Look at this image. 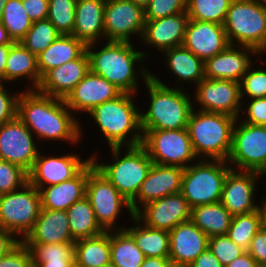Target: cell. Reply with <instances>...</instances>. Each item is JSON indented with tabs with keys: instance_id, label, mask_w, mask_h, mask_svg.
<instances>
[{
	"instance_id": "cell-1",
	"label": "cell",
	"mask_w": 266,
	"mask_h": 267,
	"mask_svg": "<svg viewBox=\"0 0 266 267\" xmlns=\"http://www.w3.org/2000/svg\"><path fill=\"white\" fill-rule=\"evenodd\" d=\"M17 117L37 137V141H57L82 144L83 129L80 119L67 107L65 100L40 93L37 90L20 91Z\"/></svg>"
},
{
	"instance_id": "cell-2",
	"label": "cell",
	"mask_w": 266,
	"mask_h": 267,
	"mask_svg": "<svg viewBox=\"0 0 266 267\" xmlns=\"http://www.w3.org/2000/svg\"><path fill=\"white\" fill-rule=\"evenodd\" d=\"M105 43L100 49H97V43L86 45L90 71L104 77L123 93H139L140 77L146 82L152 74L142 63L152 54L135 50L136 45L132 42Z\"/></svg>"
},
{
	"instance_id": "cell-3",
	"label": "cell",
	"mask_w": 266,
	"mask_h": 267,
	"mask_svg": "<svg viewBox=\"0 0 266 267\" xmlns=\"http://www.w3.org/2000/svg\"><path fill=\"white\" fill-rule=\"evenodd\" d=\"M159 76L151 74L145 82L149 92L148 110L141 114V129L144 134L148 130H177L187 128L193 108L191 94L182 88L168 87Z\"/></svg>"
},
{
	"instance_id": "cell-4",
	"label": "cell",
	"mask_w": 266,
	"mask_h": 267,
	"mask_svg": "<svg viewBox=\"0 0 266 267\" xmlns=\"http://www.w3.org/2000/svg\"><path fill=\"white\" fill-rule=\"evenodd\" d=\"M138 94L122 93L117 98L96 106L87 115L95 121L109 148L131 147L142 144L141 114L133 97Z\"/></svg>"
},
{
	"instance_id": "cell-5",
	"label": "cell",
	"mask_w": 266,
	"mask_h": 267,
	"mask_svg": "<svg viewBox=\"0 0 266 267\" xmlns=\"http://www.w3.org/2000/svg\"><path fill=\"white\" fill-rule=\"evenodd\" d=\"M236 120L223 113L192 110L187 130L198 159L227 161Z\"/></svg>"
},
{
	"instance_id": "cell-6",
	"label": "cell",
	"mask_w": 266,
	"mask_h": 267,
	"mask_svg": "<svg viewBox=\"0 0 266 267\" xmlns=\"http://www.w3.org/2000/svg\"><path fill=\"white\" fill-rule=\"evenodd\" d=\"M113 161L100 163L97 154L91 159L95 167L110 181L120 194L130 203L136 198L142 182L153 165L146 149L142 145L111 147ZM123 155V157H122ZM97 159V160H96ZM99 162V163H98Z\"/></svg>"
},
{
	"instance_id": "cell-7",
	"label": "cell",
	"mask_w": 266,
	"mask_h": 267,
	"mask_svg": "<svg viewBox=\"0 0 266 267\" xmlns=\"http://www.w3.org/2000/svg\"><path fill=\"white\" fill-rule=\"evenodd\" d=\"M230 45L266 53V4L264 0H233L223 24Z\"/></svg>"
},
{
	"instance_id": "cell-8",
	"label": "cell",
	"mask_w": 266,
	"mask_h": 267,
	"mask_svg": "<svg viewBox=\"0 0 266 267\" xmlns=\"http://www.w3.org/2000/svg\"><path fill=\"white\" fill-rule=\"evenodd\" d=\"M231 166L224 160L199 159L184 168L181 193L193 207L220 202L223 184Z\"/></svg>"
},
{
	"instance_id": "cell-9",
	"label": "cell",
	"mask_w": 266,
	"mask_h": 267,
	"mask_svg": "<svg viewBox=\"0 0 266 267\" xmlns=\"http://www.w3.org/2000/svg\"><path fill=\"white\" fill-rule=\"evenodd\" d=\"M40 209V192L28 182L16 191L0 195V227L22 241L32 230Z\"/></svg>"
},
{
	"instance_id": "cell-10",
	"label": "cell",
	"mask_w": 266,
	"mask_h": 267,
	"mask_svg": "<svg viewBox=\"0 0 266 267\" xmlns=\"http://www.w3.org/2000/svg\"><path fill=\"white\" fill-rule=\"evenodd\" d=\"M153 164L187 168L198 161L187 128L148 130L142 144Z\"/></svg>"
},
{
	"instance_id": "cell-11",
	"label": "cell",
	"mask_w": 266,
	"mask_h": 267,
	"mask_svg": "<svg viewBox=\"0 0 266 267\" xmlns=\"http://www.w3.org/2000/svg\"><path fill=\"white\" fill-rule=\"evenodd\" d=\"M227 163L234 170L263 175L266 172V126L244 123L238 118Z\"/></svg>"
},
{
	"instance_id": "cell-12",
	"label": "cell",
	"mask_w": 266,
	"mask_h": 267,
	"mask_svg": "<svg viewBox=\"0 0 266 267\" xmlns=\"http://www.w3.org/2000/svg\"><path fill=\"white\" fill-rule=\"evenodd\" d=\"M95 212L97 222L105 231L122 230L125 228L116 223L121 218L123 209H127L130 218L133 213L130 202L110 183L96 167L88 174L85 195ZM117 224V225H115Z\"/></svg>"
},
{
	"instance_id": "cell-13",
	"label": "cell",
	"mask_w": 266,
	"mask_h": 267,
	"mask_svg": "<svg viewBox=\"0 0 266 267\" xmlns=\"http://www.w3.org/2000/svg\"><path fill=\"white\" fill-rule=\"evenodd\" d=\"M144 25V9L132 0H106L104 42H132L134 36L141 40Z\"/></svg>"
},
{
	"instance_id": "cell-14",
	"label": "cell",
	"mask_w": 266,
	"mask_h": 267,
	"mask_svg": "<svg viewBox=\"0 0 266 267\" xmlns=\"http://www.w3.org/2000/svg\"><path fill=\"white\" fill-rule=\"evenodd\" d=\"M193 108L196 110L223 113L240 118L242 101L240 82L204 78L194 87ZM195 101V102H194Z\"/></svg>"
},
{
	"instance_id": "cell-15",
	"label": "cell",
	"mask_w": 266,
	"mask_h": 267,
	"mask_svg": "<svg viewBox=\"0 0 266 267\" xmlns=\"http://www.w3.org/2000/svg\"><path fill=\"white\" fill-rule=\"evenodd\" d=\"M35 140L34 134L16 116L0 125V159L29 172L41 150Z\"/></svg>"
},
{
	"instance_id": "cell-16",
	"label": "cell",
	"mask_w": 266,
	"mask_h": 267,
	"mask_svg": "<svg viewBox=\"0 0 266 267\" xmlns=\"http://www.w3.org/2000/svg\"><path fill=\"white\" fill-rule=\"evenodd\" d=\"M62 155L49 156L39 151L32 169L28 172V182L38 190L59 184L75 177L91 161V156L82 160L76 152Z\"/></svg>"
},
{
	"instance_id": "cell-17",
	"label": "cell",
	"mask_w": 266,
	"mask_h": 267,
	"mask_svg": "<svg viewBox=\"0 0 266 267\" xmlns=\"http://www.w3.org/2000/svg\"><path fill=\"white\" fill-rule=\"evenodd\" d=\"M261 177H263L262 174L254 171L231 169L228 172L223 184L220 203L232 216L247 214L262 207L263 202L257 203L254 199L258 192L256 191L257 181Z\"/></svg>"
},
{
	"instance_id": "cell-18",
	"label": "cell",
	"mask_w": 266,
	"mask_h": 267,
	"mask_svg": "<svg viewBox=\"0 0 266 267\" xmlns=\"http://www.w3.org/2000/svg\"><path fill=\"white\" fill-rule=\"evenodd\" d=\"M184 168L153 164L142 182L136 198L130 203L136 214L146 204L181 192ZM141 206V207H140Z\"/></svg>"
},
{
	"instance_id": "cell-19",
	"label": "cell",
	"mask_w": 266,
	"mask_h": 267,
	"mask_svg": "<svg viewBox=\"0 0 266 267\" xmlns=\"http://www.w3.org/2000/svg\"><path fill=\"white\" fill-rule=\"evenodd\" d=\"M259 55L255 48L229 45L224 51L204 61V75L209 79L240 82L243 75L253 66Z\"/></svg>"
},
{
	"instance_id": "cell-20",
	"label": "cell",
	"mask_w": 266,
	"mask_h": 267,
	"mask_svg": "<svg viewBox=\"0 0 266 267\" xmlns=\"http://www.w3.org/2000/svg\"><path fill=\"white\" fill-rule=\"evenodd\" d=\"M135 215L149 227L171 231L191 220V208L180 192L146 204Z\"/></svg>"
},
{
	"instance_id": "cell-21",
	"label": "cell",
	"mask_w": 266,
	"mask_h": 267,
	"mask_svg": "<svg viewBox=\"0 0 266 267\" xmlns=\"http://www.w3.org/2000/svg\"><path fill=\"white\" fill-rule=\"evenodd\" d=\"M123 92L100 75L89 71L65 99L72 113H89L96 106L113 100Z\"/></svg>"
},
{
	"instance_id": "cell-22",
	"label": "cell",
	"mask_w": 266,
	"mask_h": 267,
	"mask_svg": "<svg viewBox=\"0 0 266 267\" xmlns=\"http://www.w3.org/2000/svg\"><path fill=\"white\" fill-rule=\"evenodd\" d=\"M182 45L205 61L224 51L230 43L222 24L189 19Z\"/></svg>"
},
{
	"instance_id": "cell-23",
	"label": "cell",
	"mask_w": 266,
	"mask_h": 267,
	"mask_svg": "<svg viewBox=\"0 0 266 267\" xmlns=\"http://www.w3.org/2000/svg\"><path fill=\"white\" fill-rule=\"evenodd\" d=\"M169 237L172 266L188 267L208 249L209 237L191 220L179 223L169 231Z\"/></svg>"
},
{
	"instance_id": "cell-24",
	"label": "cell",
	"mask_w": 266,
	"mask_h": 267,
	"mask_svg": "<svg viewBox=\"0 0 266 267\" xmlns=\"http://www.w3.org/2000/svg\"><path fill=\"white\" fill-rule=\"evenodd\" d=\"M89 71V58L85 51L78 59L47 71L41 77L36 90L42 94L65 100Z\"/></svg>"
},
{
	"instance_id": "cell-25",
	"label": "cell",
	"mask_w": 266,
	"mask_h": 267,
	"mask_svg": "<svg viewBox=\"0 0 266 267\" xmlns=\"http://www.w3.org/2000/svg\"><path fill=\"white\" fill-rule=\"evenodd\" d=\"M188 21L187 11L161 19L145 20L140 41H143L144 46L154 47L160 53L181 46Z\"/></svg>"
},
{
	"instance_id": "cell-26",
	"label": "cell",
	"mask_w": 266,
	"mask_h": 267,
	"mask_svg": "<svg viewBox=\"0 0 266 267\" xmlns=\"http://www.w3.org/2000/svg\"><path fill=\"white\" fill-rule=\"evenodd\" d=\"M95 167L91 161L72 179L59 184L42 187L41 208L48 210L66 211L73 203L86 195V182L88 174Z\"/></svg>"
},
{
	"instance_id": "cell-27",
	"label": "cell",
	"mask_w": 266,
	"mask_h": 267,
	"mask_svg": "<svg viewBox=\"0 0 266 267\" xmlns=\"http://www.w3.org/2000/svg\"><path fill=\"white\" fill-rule=\"evenodd\" d=\"M22 242L41 244L75 242L69 229L67 211L41 208L32 230Z\"/></svg>"
},
{
	"instance_id": "cell-28",
	"label": "cell",
	"mask_w": 266,
	"mask_h": 267,
	"mask_svg": "<svg viewBox=\"0 0 266 267\" xmlns=\"http://www.w3.org/2000/svg\"><path fill=\"white\" fill-rule=\"evenodd\" d=\"M106 0H77L72 36L85 45L104 41Z\"/></svg>"
},
{
	"instance_id": "cell-29",
	"label": "cell",
	"mask_w": 266,
	"mask_h": 267,
	"mask_svg": "<svg viewBox=\"0 0 266 267\" xmlns=\"http://www.w3.org/2000/svg\"><path fill=\"white\" fill-rule=\"evenodd\" d=\"M163 54L165 55V66L170 73L174 74L172 76L177 82L175 86L179 85L177 88H184L185 82L187 85L193 82L192 85L195 87L205 78L204 61L183 45L166 50Z\"/></svg>"
},
{
	"instance_id": "cell-30",
	"label": "cell",
	"mask_w": 266,
	"mask_h": 267,
	"mask_svg": "<svg viewBox=\"0 0 266 267\" xmlns=\"http://www.w3.org/2000/svg\"><path fill=\"white\" fill-rule=\"evenodd\" d=\"M25 78L31 81L28 82L31 86L27 85L29 87L26 90H36L41 80L37 56L28 51L20 42H14L6 61L4 83L12 84L13 81H22Z\"/></svg>"
},
{
	"instance_id": "cell-31",
	"label": "cell",
	"mask_w": 266,
	"mask_h": 267,
	"mask_svg": "<svg viewBox=\"0 0 266 267\" xmlns=\"http://www.w3.org/2000/svg\"><path fill=\"white\" fill-rule=\"evenodd\" d=\"M85 51L86 45L75 36L60 34L50 46L37 55L40 77L53 68L78 59Z\"/></svg>"
},
{
	"instance_id": "cell-32",
	"label": "cell",
	"mask_w": 266,
	"mask_h": 267,
	"mask_svg": "<svg viewBox=\"0 0 266 267\" xmlns=\"http://www.w3.org/2000/svg\"><path fill=\"white\" fill-rule=\"evenodd\" d=\"M133 220L135 226L124 229L132 236L136 245L146 257H169V231L152 228L144 224L136 215Z\"/></svg>"
},
{
	"instance_id": "cell-33",
	"label": "cell",
	"mask_w": 266,
	"mask_h": 267,
	"mask_svg": "<svg viewBox=\"0 0 266 267\" xmlns=\"http://www.w3.org/2000/svg\"><path fill=\"white\" fill-rule=\"evenodd\" d=\"M232 219L233 216L220 202L191 209V221L209 238L227 235Z\"/></svg>"
},
{
	"instance_id": "cell-34",
	"label": "cell",
	"mask_w": 266,
	"mask_h": 267,
	"mask_svg": "<svg viewBox=\"0 0 266 267\" xmlns=\"http://www.w3.org/2000/svg\"><path fill=\"white\" fill-rule=\"evenodd\" d=\"M76 267H101L110 263V231L74 242Z\"/></svg>"
},
{
	"instance_id": "cell-35",
	"label": "cell",
	"mask_w": 266,
	"mask_h": 267,
	"mask_svg": "<svg viewBox=\"0 0 266 267\" xmlns=\"http://www.w3.org/2000/svg\"><path fill=\"white\" fill-rule=\"evenodd\" d=\"M66 211L69 229L75 241L92 238L105 232L97 222L95 212L86 196L73 203Z\"/></svg>"
},
{
	"instance_id": "cell-36",
	"label": "cell",
	"mask_w": 266,
	"mask_h": 267,
	"mask_svg": "<svg viewBox=\"0 0 266 267\" xmlns=\"http://www.w3.org/2000/svg\"><path fill=\"white\" fill-rule=\"evenodd\" d=\"M24 244L31 251L34 267H76L74 242Z\"/></svg>"
},
{
	"instance_id": "cell-37",
	"label": "cell",
	"mask_w": 266,
	"mask_h": 267,
	"mask_svg": "<svg viewBox=\"0 0 266 267\" xmlns=\"http://www.w3.org/2000/svg\"><path fill=\"white\" fill-rule=\"evenodd\" d=\"M145 258L125 229L110 231V262L115 267H140Z\"/></svg>"
},
{
	"instance_id": "cell-38",
	"label": "cell",
	"mask_w": 266,
	"mask_h": 267,
	"mask_svg": "<svg viewBox=\"0 0 266 267\" xmlns=\"http://www.w3.org/2000/svg\"><path fill=\"white\" fill-rule=\"evenodd\" d=\"M262 227V207L259 210L233 216L228 237L247 251L250 241Z\"/></svg>"
},
{
	"instance_id": "cell-39",
	"label": "cell",
	"mask_w": 266,
	"mask_h": 267,
	"mask_svg": "<svg viewBox=\"0 0 266 267\" xmlns=\"http://www.w3.org/2000/svg\"><path fill=\"white\" fill-rule=\"evenodd\" d=\"M0 22L14 42H19L33 23L23 7L22 0H7Z\"/></svg>"
},
{
	"instance_id": "cell-40",
	"label": "cell",
	"mask_w": 266,
	"mask_h": 267,
	"mask_svg": "<svg viewBox=\"0 0 266 267\" xmlns=\"http://www.w3.org/2000/svg\"><path fill=\"white\" fill-rule=\"evenodd\" d=\"M233 0H186L190 20L224 24L227 11Z\"/></svg>"
},
{
	"instance_id": "cell-41",
	"label": "cell",
	"mask_w": 266,
	"mask_h": 267,
	"mask_svg": "<svg viewBox=\"0 0 266 267\" xmlns=\"http://www.w3.org/2000/svg\"><path fill=\"white\" fill-rule=\"evenodd\" d=\"M60 33L48 20L34 21L26 35L19 41L28 51L36 56L50 46Z\"/></svg>"
},
{
	"instance_id": "cell-42",
	"label": "cell",
	"mask_w": 266,
	"mask_h": 267,
	"mask_svg": "<svg viewBox=\"0 0 266 267\" xmlns=\"http://www.w3.org/2000/svg\"><path fill=\"white\" fill-rule=\"evenodd\" d=\"M77 0H49L47 19L63 35H71L75 24Z\"/></svg>"
},
{
	"instance_id": "cell-43",
	"label": "cell",
	"mask_w": 266,
	"mask_h": 267,
	"mask_svg": "<svg viewBox=\"0 0 266 267\" xmlns=\"http://www.w3.org/2000/svg\"><path fill=\"white\" fill-rule=\"evenodd\" d=\"M260 66V67H259ZM253 65L242 77L240 81L241 101L245 103L244 98H263L266 97V66L265 64ZM247 96V97H246Z\"/></svg>"
},
{
	"instance_id": "cell-44",
	"label": "cell",
	"mask_w": 266,
	"mask_h": 267,
	"mask_svg": "<svg viewBox=\"0 0 266 267\" xmlns=\"http://www.w3.org/2000/svg\"><path fill=\"white\" fill-rule=\"evenodd\" d=\"M28 183V172L22 167L0 159V195L11 193Z\"/></svg>"
},
{
	"instance_id": "cell-45",
	"label": "cell",
	"mask_w": 266,
	"mask_h": 267,
	"mask_svg": "<svg viewBox=\"0 0 266 267\" xmlns=\"http://www.w3.org/2000/svg\"><path fill=\"white\" fill-rule=\"evenodd\" d=\"M208 249L224 267L246 252L245 249L233 242L228 235L210 237Z\"/></svg>"
},
{
	"instance_id": "cell-46",
	"label": "cell",
	"mask_w": 266,
	"mask_h": 267,
	"mask_svg": "<svg viewBox=\"0 0 266 267\" xmlns=\"http://www.w3.org/2000/svg\"><path fill=\"white\" fill-rule=\"evenodd\" d=\"M186 11V0H151L144 9L145 20L161 19Z\"/></svg>"
},
{
	"instance_id": "cell-47",
	"label": "cell",
	"mask_w": 266,
	"mask_h": 267,
	"mask_svg": "<svg viewBox=\"0 0 266 267\" xmlns=\"http://www.w3.org/2000/svg\"><path fill=\"white\" fill-rule=\"evenodd\" d=\"M249 100V103H242V106L247 105L248 108L242 107L243 109H241L240 117H243L239 119L244 123L266 126V97L252 98Z\"/></svg>"
},
{
	"instance_id": "cell-48",
	"label": "cell",
	"mask_w": 266,
	"mask_h": 267,
	"mask_svg": "<svg viewBox=\"0 0 266 267\" xmlns=\"http://www.w3.org/2000/svg\"><path fill=\"white\" fill-rule=\"evenodd\" d=\"M5 83L0 82V125L17 116V100L20 92H10Z\"/></svg>"
},
{
	"instance_id": "cell-49",
	"label": "cell",
	"mask_w": 266,
	"mask_h": 267,
	"mask_svg": "<svg viewBox=\"0 0 266 267\" xmlns=\"http://www.w3.org/2000/svg\"><path fill=\"white\" fill-rule=\"evenodd\" d=\"M0 267H34L30 249L21 241L8 254L0 257Z\"/></svg>"
},
{
	"instance_id": "cell-50",
	"label": "cell",
	"mask_w": 266,
	"mask_h": 267,
	"mask_svg": "<svg viewBox=\"0 0 266 267\" xmlns=\"http://www.w3.org/2000/svg\"><path fill=\"white\" fill-rule=\"evenodd\" d=\"M247 252L255 259L259 267H266V233L262 228L250 241Z\"/></svg>"
},
{
	"instance_id": "cell-51",
	"label": "cell",
	"mask_w": 266,
	"mask_h": 267,
	"mask_svg": "<svg viewBox=\"0 0 266 267\" xmlns=\"http://www.w3.org/2000/svg\"><path fill=\"white\" fill-rule=\"evenodd\" d=\"M48 3L49 0H22L23 7L33 22L47 19Z\"/></svg>"
},
{
	"instance_id": "cell-52",
	"label": "cell",
	"mask_w": 266,
	"mask_h": 267,
	"mask_svg": "<svg viewBox=\"0 0 266 267\" xmlns=\"http://www.w3.org/2000/svg\"><path fill=\"white\" fill-rule=\"evenodd\" d=\"M20 242L14 234L0 227V257L8 254Z\"/></svg>"
},
{
	"instance_id": "cell-53",
	"label": "cell",
	"mask_w": 266,
	"mask_h": 267,
	"mask_svg": "<svg viewBox=\"0 0 266 267\" xmlns=\"http://www.w3.org/2000/svg\"><path fill=\"white\" fill-rule=\"evenodd\" d=\"M188 267H224L214 254L207 249L201 253Z\"/></svg>"
},
{
	"instance_id": "cell-54",
	"label": "cell",
	"mask_w": 266,
	"mask_h": 267,
	"mask_svg": "<svg viewBox=\"0 0 266 267\" xmlns=\"http://www.w3.org/2000/svg\"><path fill=\"white\" fill-rule=\"evenodd\" d=\"M225 267H259L255 259L246 251L241 256L234 259Z\"/></svg>"
},
{
	"instance_id": "cell-55",
	"label": "cell",
	"mask_w": 266,
	"mask_h": 267,
	"mask_svg": "<svg viewBox=\"0 0 266 267\" xmlns=\"http://www.w3.org/2000/svg\"><path fill=\"white\" fill-rule=\"evenodd\" d=\"M140 267H172L169 257H146Z\"/></svg>"
},
{
	"instance_id": "cell-56",
	"label": "cell",
	"mask_w": 266,
	"mask_h": 267,
	"mask_svg": "<svg viewBox=\"0 0 266 267\" xmlns=\"http://www.w3.org/2000/svg\"><path fill=\"white\" fill-rule=\"evenodd\" d=\"M12 44L0 45V82L4 83L6 61Z\"/></svg>"
},
{
	"instance_id": "cell-57",
	"label": "cell",
	"mask_w": 266,
	"mask_h": 267,
	"mask_svg": "<svg viewBox=\"0 0 266 267\" xmlns=\"http://www.w3.org/2000/svg\"><path fill=\"white\" fill-rule=\"evenodd\" d=\"M14 41L9 37L7 29L0 22V45L13 44Z\"/></svg>"
},
{
	"instance_id": "cell-58",
	"label": "cell",
	"mask_w": 266,
	"mask_h": 267,
	"mask_svg": "<svg viewBox=\"0 0 266 267\" xmlns=\"http://www.w3.org/2000/svg\"><path fill=\"white\" fill-rule=\"evenodd\" d=\"M266 233V205L262 204V227Z\"/></svg>"
},
{
	"instance_id": "cell-59",
	"label": "cell",
	"mask_w": 266,
	"mask_h": 267,
	"mask_svg": "<svg viewBox=\"0 0 266 267\" xmlns=\"http://www.w3.org/2000/svg\"><path fill=\"white\" fill-rule=\"evenodd\" d=\"M137 5L141 6L143 9L150 3L151 0H132Z\"/></svg>"
},
{
	"instance_id": "cell-60",
	"label": "cell",
	"mask_w": 266,
	"mask_h": 267,
	"mask_svg": "<svg viewBox=\"0 0 266 267\" xmlns=\"http://www.w3.org/2000/svg\"><path fill=\"white\" fill-rule=\"evenodd\" d=\"M6 2H7V0H0V19L2 17L3 9H4V6H5Z\"/></svg>"
},
{
	"instance_id": "cell-61",
	"label": "cell",
	"mask_w": 266,
	"mask_h": 267,
	"mask_svg": "<svg viewBox=\"0 0 266 267\" xmlns=\"http://www.w3.org/2000/svg\"><path fill=\"white\" fill-rule=\"evenodd\" d=\"M101 267H115V266L110 262V263H108V264H106V265H103V266H101Z\"/></svg>"
},
{
	"instance_id": "cell-62",
	"label": "cell",
	"mask_w": 266,
	"mask_h": 267,
	"mask_svg": "<svg viewBox=\"0 0 266 267\" xmlns=\"http://www.w3.org/2000/svg\"><path fill=\"white\" fill-rule=\"evenodd\" d=\"M258 57H259V58H258ZM258 57H257V60H259V63L266 64V62H265V61L261 60V58H262V57H260V56H258ZM260 60H261V61H260ZM265 60H266V59H265ZM264 62H265V63H264Z\"/></svg>"
},
{
	"instance_id": "cell-63",
	"label": "cell",
	"mask_w": 266,
	"mask_h": 267,
	"mask_svg": "<svg viewBox=\"0 0 266 267\" xmlns=\"http://www.w3.org/2000/svg\"><path fill=\"white\" fill-rule=\"evenodd\" d=\"M264 205H266V197L261 200Z\"/></svg>"
}]
</instances>
